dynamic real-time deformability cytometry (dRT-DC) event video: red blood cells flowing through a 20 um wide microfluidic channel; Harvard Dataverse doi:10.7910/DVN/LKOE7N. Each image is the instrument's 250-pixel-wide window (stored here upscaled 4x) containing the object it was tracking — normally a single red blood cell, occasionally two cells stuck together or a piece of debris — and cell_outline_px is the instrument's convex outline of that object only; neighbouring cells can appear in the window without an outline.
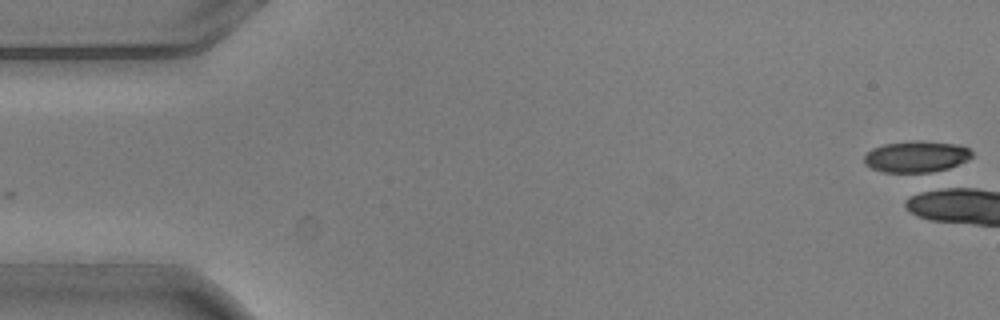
{"species": "common noctule bat (a hibernating species)", "species_latin": "Nyctalus noctula", "temperature_condition": "warm", "stored_images_in_passage": 1, "camera_frame_rate_fps": 3000, "um_per_image_px": 0.085, "animal": {"sex": "male", "body_mass_g": 20.5, "forearm_length_mm": 52.5}, "frame": {"image": 1, "passage_image": 1, "time_ms": 0.0, "image_size_px": [1000, 320], "cell_outline_px": [[972, 156], [968, 160], [948, 168], [924, 176], [920, 176], [884, 172], [872, 168], [864, 164], [864, 156], [872, 148], [884, 144], [912, 140], [920, 140], [956, 144], [968, 148], [972, 152]], "centroid_in_image_um": [77.87, 13.36], "position_along_channel_um": 7.1, "area_um2": 20.58}}